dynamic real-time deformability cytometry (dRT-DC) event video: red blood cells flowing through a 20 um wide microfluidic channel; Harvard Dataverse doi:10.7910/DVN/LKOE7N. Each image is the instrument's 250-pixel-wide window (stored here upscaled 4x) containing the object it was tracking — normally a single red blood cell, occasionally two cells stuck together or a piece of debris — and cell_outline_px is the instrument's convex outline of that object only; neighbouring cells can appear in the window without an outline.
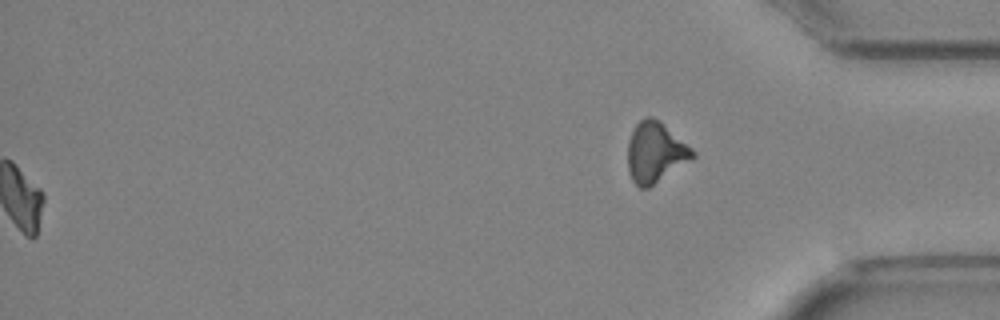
{"species": "Egyptian fruit bat (a non-hibernating species)", "species_latin": "Rousettus aegyptiacus", "temperature_condition": "cold", "stored_images_in_passage": 48, "segment_of_instrument_passage": [2, 2], "camera_frame_rate_fps": 3000, "um_per_image_px": 0.085, "animal": {"sex": "female"}, "frame": {"image": 1, "passage_image": 48, "time_ms": 15.667, "image_size_px": [1000, 320], "cell_outline_px": [[696, 156], [648, 188], [640, 188], [632, 180], [628, 172], [628, 140], [636, 124], [644, 116], [652, 116], [660, 120], [692, 148], [696, 152]], "centroid_in_image_um": [55.69, 12.93], "position_along_channel_um": 379.5, "area_um2": 22.83}}